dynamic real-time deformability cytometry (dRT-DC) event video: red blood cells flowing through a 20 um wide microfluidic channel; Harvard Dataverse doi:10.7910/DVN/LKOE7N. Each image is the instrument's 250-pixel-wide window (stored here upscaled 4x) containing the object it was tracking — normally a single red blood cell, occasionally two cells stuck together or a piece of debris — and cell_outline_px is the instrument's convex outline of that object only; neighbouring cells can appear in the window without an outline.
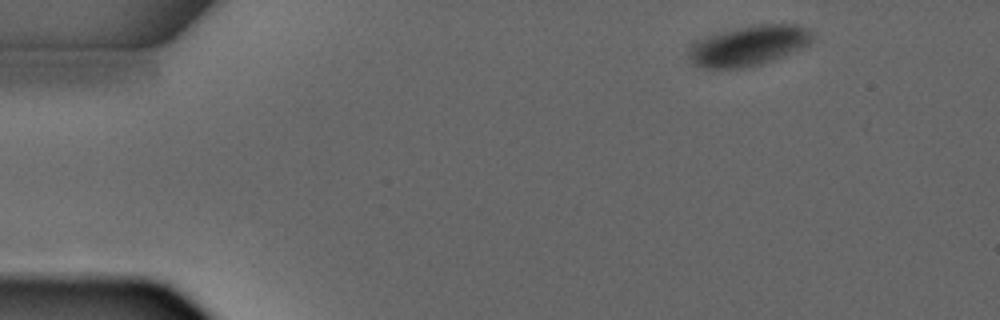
{"species": "common noctule bat (a hibernating species)", "species_latin": "Nyctalus noctula", "temperature_condition": "warm", "stored_images_in_passage": 3, "camera_frame_rate_fps": 3000, "um_per_image_px": 0.085, "animal": {"sex": "male", "forearm_length_mm": 52.5}, "frame": {"image": 1, "passage_image": 1, "time_ms": 0.0, "image_size_px": [1000, 320], "cell_outline_px": [[812, 40], [808, 44], [800, 48], [772, 60], [760, 64], [740, 68], [704, 68], [692, 64], [688, 56], [688, 48], [696, 40], [708, 36], [736, 28], [756, 24], [796, 24], [808, 28], [812, 32]], "centroid_in_image_um": [63.6, 3.87], "position_along_channel_um": 21.4, "area_um2": 28.73}}